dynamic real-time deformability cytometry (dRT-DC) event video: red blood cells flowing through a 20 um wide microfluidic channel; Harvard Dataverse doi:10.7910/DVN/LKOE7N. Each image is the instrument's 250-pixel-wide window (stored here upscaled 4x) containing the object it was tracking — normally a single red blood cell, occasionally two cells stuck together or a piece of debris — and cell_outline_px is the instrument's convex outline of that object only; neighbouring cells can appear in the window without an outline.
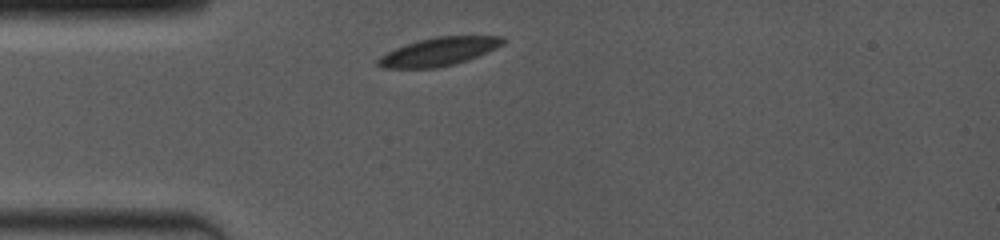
{"species": "common noctule bat (a hibernating species)", "species_latin": "Nyctalus noctula", "temperature_condition": "room temperature", "stored_images_in_passage": 53, "camera_frame_rate_fps": 4000, "um_per_image_px": 0.085, "animal": {"sex": "female", "body_mass_g": 19.0, "forearm_length_mm": 53.3}, "frame": {"image": 1, "passage_image": 1, "time_ms": 0.0, "image_size_px": [1000, 240], "cell_outline_px": [[504, 44], [496, 48], [468, 60], [456, 64], [436, 68], [384, 68], [376, 64], [376, 60], [380, 56], [396, 48], [420, 40], [436, 36], [504, 36]], "centroid_in_image_um": [37.31, 4.4], "position_along_channel_um": 47.7, "area_um2": 20.46}}
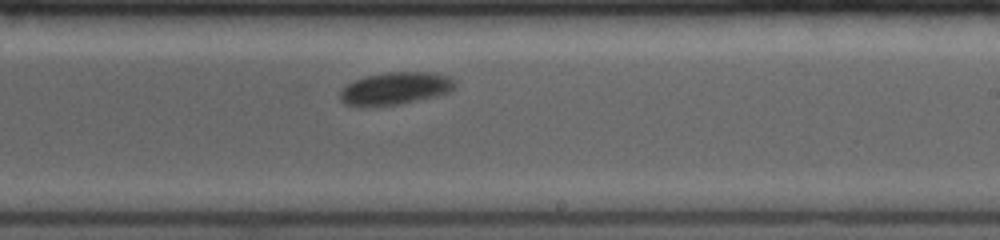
{"frame": {"image": 2, "passage_image": 30, "time_ms": 5.75, "image_size_px": [1000, 240], "cell_outline_px": [[456, 84], [448, 92], [436, 96], [396, 104], [364, 108], [360, 108], [344, 104], [340, 100], [340, 92], [348, 84], [356, 80], [368, 76], [388, 72], [428, 72], [448, 76]], "centroid_in_image_um": [33.54, 7.54], "position_along_channel_um": 255.5, "area_um2": 21.56}}
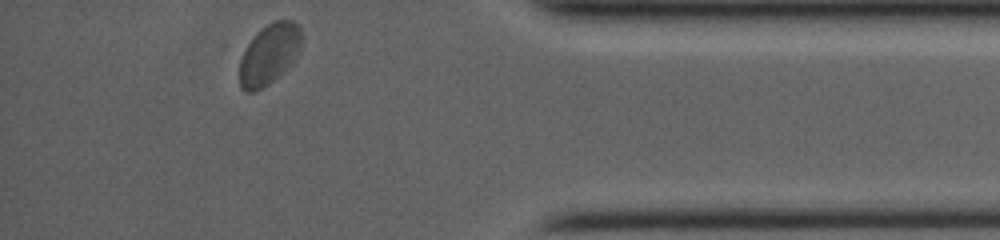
{"frame": {"image": 3, "passage_image": 53, "time_ms": 10.25, "image_size_px": [1000, 240], "cell_outline_px": [[304, 44], [300, 52], [292, 64], [284, 72], [268, 84], [252, 92], [244, 92], [240, 88], [240, 60], [248, 44], [268, 24], [276, 20], [292, 20], [300, 24]], "centroid_in_image_um": [22.97, 4.61], "position_along_channel_um": 412.2, "area_um2": 22.02}, "authors_computed_cell_mechanics": {"area_um2": 22.0218, "velocity_mm_per_s": 3.8795, "shape_relaxation_time_tau1_ms": 1.6928, "shape_relaxation_time_tau2_ms": null, "deformation_change_tau1": 0.0652, "deformation_change_tau2": null}}